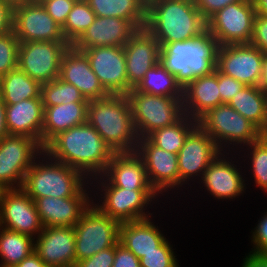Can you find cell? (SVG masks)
I'll use <instances>...</instances> for the list:
<instances>
[{
    "label": "cell",
    "mask_w": 267,
    "mask_h": 267,
    "mask_svg": "<svg viewBox=\"0 0 267 267\" xmlns=\"http://www.w3.org/2000/svg\"><path fill=\"white\" fill-rule=\"evenodd\" d=\"M40 93L41 84L31 79L19 67L0 77V96L6 104L37 98Z\"/></svg>",
    "instance_id": "cell-31"
},
{
    "label": "cell",
    "mask_w": 267,
    "mask_h": 267,
    "mask_svg": "<svg viewBox=\"0 0 267 267\" xmlns=\"http://www.w3.org/2000/svg\"><path fill=\"white\" fill-rule=\"evenodd\" d=\"M97 17H118L134 23L136 0H86Z\"/></svg>",
    "instance_id": "cell-37"
},
{
    "label": "cell",
    "mask_w": 267,
    "mask_h": 267,
    "mask_svg": "<svg viewBox=\"0 0 267 267\" xmlns=\"http://www.w3.org/2000/svg\"><path fill=\"white\" fill-rule=\"evenodd\" d=\"M13 31L19 42L66 41L61 26L36 2L14 8Z\"/></svg>",
    "instance_id": "cell-14"
},
{
    "label": "cell",
    "mask_w": 267,
    "mask_h": 267,
    "mask_svg": "<svg viewBox=\"0 0 267 267\" xmlns=\"http://www.w3.org/2000/svg\"><path fill=\"white\" fill-rule=\"evenodd\" d=\"M82 51L88 58L90 67L103 87L110 95L128 93V77L124 48L120 46H102Z\"/></svg>",
    "instance_id": "cell-13"
},
{
    "label": "cell",
    "mask_w": 267,
    "mask_h": 267,
    "mask_svg": "<svg viewBox=\"0 0 267 267\" xmlns=\"http://www.w3.org/2000/svg\"><path fill=\"white\" fill-rule=\"evenodd\" d=\"M220 104H222V100L218 87L217 69L211 74L196 77L183 88L184 114L187 115L188 113L192 121L198 120L207 111Z\"/></svg>",
    "instance_id": "cell-25"
},
{
    "label": "cell",
    "mask_w": 267,
    "mask_h": 267,
    "mask_svg": "<svg viewBox=\"0 0 267 267\" xmlns=\"http://www.w3.org/2000/svg\"><path fill=\"white\" fill-rule=\"evenodd\" d=\"M160 63L185 88L196 77L216 69L218 43L206 30L198 37L160 43Z\"/></svg>",
    "instance_id": "cell-2"
},
{
    "label": "cell",
    "mask_w": 267,
    "mask_h": 267,
    "mask_svg": "<svg viewBox=\"0 0 267 267\" xmlns=\"http://www.w3.org/2000/svg\"><path fill=\"white\" fill-rule=\"evenodd\" d=\"M137 148L136 152L144 162L148 181L155 192L180 185L177 154L156 147L147 138H139Z\"/></svg>",
    "instance_id": "cell-17"
},
{
    "label": "cell",
    "mask_w": 267,
    "mask_h": 267,
    "mask_svg": "<svg viewBox=\"0 0 267 267\" xmlns=\"http://www.w3.org/2000/svg\"><path fill=\"white\" fill-rule=\"evenodd\" d=\"M252 151V168L255 182L267 191V137L263 134L250 144Z\"/></svg>",
    "instance_id": "cell-39"
},
{
    "label": "cell",
    "mask_w": 267,
    "mask_h": 267,
    "mask_svg": "<svg viewBox=\"0 0 267 267\" xmlns=\"http://www.w3.org/2000/svg\"><path fill=\"white\" fill-rule=\"evenodd\" d=\"M191 119L184 114L177 122L153 131L146 138L156 147L178 154L188 134L197 126V120Z\"/></svg>",
    "instance_id": "cell-33"
},
{
    "label": "cell",
    "mask_w": 267,
    "mask_h": 267,
    "mask_svg": "<svg viewBox=\"0 0 267 267\" xmlns=\"http://www.w3.org/2000/svg\"><path fill=\"white\" fill-rule=\"evenodd\" d=\"M15 267H48V266L40 259V257L35 252H32L29 256L23 259Z\"/></svg>",
    "instance_id": "cell-51"
},
{
    "label": "cell",
    "mask_w": 267,
    "mask_h": 267,
    "mask_svg": "<svg viewBox=\"0 0 267 267\" xmlns=\"http://www.w3.org/2000/svg\"><path fill=\"white\" fill-rule=\"evenodd\" d=\"M253 234V242L256 245L253 253L267 254V214L260 221Z\"/></svg>",
    "instance_id": "cell-48"
},
{
    "label": "cell",
    "mask_w": 267,
    "mask_h": 267,
    "mask_svg": "<svg viewBox=\"0 0 267 267\" xmlns=\"http://www.w3.org/2000/svg\"><path fill=\"white\" fill-rule=\"evenodd\" d=\"M33 236L44 228L34 200L22 189H6L0 204V228Z\"/></svg>",
    "instance_id": "cell-15"
},
{
    "label": "cell",
    "mask_w": 267,
    "mask_h": 267,
    "mask_svg": "<svg viewBox=\"0 0 267 267\" xmlns=\"http://www.w3.org/2000/svg\"><path fill=\"white\" fill-rule=\"evenodd\" d=\"M76 1L77 0H46L41 4L54 21L62 27Z\"/></svg>",
    "instance_id": "cell-42"
},
{
    "label": "cell",
    "mask_w": 267,
    "mask_h": 267,
    "mask_svg": "<svg viewBox=\"0 0 267 267\" xmlns=\"http://www.w3.org/2000/svg\"><path fill=\"white\" fill-rule=\"evenodd\" d=\"M104 175L108 177L107 181L109 180L115 187L154 190L148 181L144 162L136 151L115 152Z\"/></svg>",
    "instance_id": "cell-24"
},
{
    "label": "cell",
    "mask_w": 267,
    "mask_h": 267,
    "mask_svg": "<svg viewBox=\"0 0 267 267\" xmlns=\"http://www.w3.org/2000/svg\"><path fill=\"white\" fill-rule=\"evenodd\" d=\"M43 1H46V0H34V2L39 3V4H41Z\"/></svg>",
    "instance_id": "cell-57"
},
{
    "label": "cell",
    "mask_w": 267,
    "mask_h": 267,
    "mask_svg": "<svg viewBox=\"0 0 267 267\" xmlns=\"http://www.w3.org/2000/svg\"><path fill=\"white\" fill-rule=\"evenodd\" d=\"M1 230L0 256L4 261L0 267H15L34 252V239L31 236L5 228Z\"/></svg>",
    "instance_id": "cell-34"
},
{
    "label": "cell",
    "mask_w": 267,
    "mask_h": 267,
    "mask_svg": "<svg viewBox=\"0 0 267 267\" xmlns=\"http://www.w3.org/2000/svg\"><path fill=\"white\" fill-rule=\"evenodd\" d=\"M138 138L177 122L183 115V99L149 95L134 88L126 94Z\"/></svg>",
    "instance_id": "cell-6"
},
{
    "label": "cell",
    "mask_w": 267,
    "mask_h": 267,
    "mask_svg": "<svg viewBox=\"0 0 267 267\" xmlns=\"http://www.w3.org/2000/svg\"><path fill=\"white\" fill-rule=\"evenodd\" d=\"M112 267H141L140 260L119 242L115 245V258Z\"/></svg>",
    "instance_id": "cell-46"
},
{
    "label": "cell",
    "mask_w": 267,
    "mask_h": 267,
    "mask_svg": "<svg viewBox=\"0 0 267 267\" xmlns=\"http://www.w3.org/2000/svg\"><path fill=\"white\" fill-rule=\"evenodd\" d=\"M105 188L104 202L97 206L102 212L120 223L148 217L143 208L151 198L156 197L155 190L124 189L115 187L110 182Z\"/></svg>",
    "instance_id": "cell-19"
},
{
    "label": "cell",
    "mask_w": 267,
    "mask_h": 267,
    "mask_svg": "<svg viewBox=\"0 0 267 267\" xmlns=\"http://www.w3.org/2000/svg\"><path fill=\"white\" fill-rule=\"evenodd\" d=\"M88 102L62 103L44 107L41 146L44 148L60 132L87 122Z\"/></svg>",
    "instance_id": "cell-27"
},
{
    "label": "cell",
    "mask_w": 267,
    "mask_h": 267,
    "mask_svg": "<svg viewBox=\"0 0 267 267\" xmlns=\"http://www.w3.org/2000/svg\"><path fill=\"white\" fill-rule=\"evenodd\" d=\"M165 0H136L134 26L147 30L156 20L157 11Z\"/></svg>",
    "instance_id": "cell-41"
},
{
    "label": "cell",
    "mask_w": 267,
    "mask_h": 267,
    "mask_svg": "<svg viewBox=\"0 0 267 267\" xmlns=\"http://www.w3.org/2000/svg\"><path fill=\"white\" fill-rule=\"evenodd\" d=\"M197 125L212 137L218 148L223 140L238 144L243 142L250 146L263 135L253 123L227 103L207 111L197 120Z\"/></svg>",
    "instance_id": "cell-9"
},
{
    "label": "cell",
    "mask_w": 267,
    "mask_h": 267,
    "mask_svg": "<svg viewBox=\"0 0 267 267\" xmlns=\"http://www.w3.org/2000/svg\"><path fill=\"white\" fill-rule=\"evenodd\" d=\"M123 48L129 92L160 62L161 45L148 30L138 29Z\"/></svg>",
    "instance_id": "cell-16"
},
{
    "label": "cell",
    "mask_w": 267,
    "mask_h": 267,
    "mask_svg": "<svg viewBox=\"0 0 267 267\" xmlns=\"http://www.w3.org/2000/svg\"><path fill=\"white\" fill-rule=\"evenodd\" d=\"M40 95L43 107L56 106L62 103L67 104L70 102H88L74 85L63 81L60 77L41 84Z\"/></svg>",
    "instance_id": "cell-36"
},
{
    "label": "cell",
    "mask_w": 267,
    "mask_h": 267,
    "mask_svg": "<svg viewBox=\"0 0 267 267\" xmlns=\"http://www.w3.org/2000/svg\"><path fill=\"white\" fill-rule=\"evenodd\" d=\"M40 164L33 162L21 187L33 200L47 196L73 197L84 188L83 174L79 170L56 160Z\"/></svg>",
    "instance_id": "cell-5"
},
{
    "label": "cell",
    "mask_w": 267,
    "mask_h": 267,
    "mask_svg": "<svg viewBox=\"0 0 267 267\" xmlns=\"http://www.w3.org/2000/svg\"><path fill=\"white\" fill-rule=\"evenodd\" d=\"M34 244V252L48 267L75 264L74 227H44Z\"/></svg>",
    "instance_id": "cell-20"
},
{
    "label": "cell",
    "mask_w": 267,
    "mask_h": 267,
    "mask_svg": "<svg viewBox=\"0 0 267 267\" xmlns=\"http://www.w3.org/2000/svg\"><path fill=\"white\" fill-rule=\"evenodd\" d=\"M60 78L74 85L88 101L109 95L92 71L87 56L72 45L62 55Z\"/></svg>",
    "instance_id": "cell-21"
},
{
    "label": "cell",
    "mask_w": 267,
    "mask_h": 267,
    "mask_svg": "<svg viewBox=\"0 0 267 267\" xmlns=\"http://www.w3.org/2000/svg\"><path fill=\"white\" fill-rule=\"evenodd\" d=\"M96 15L86 0H77L61 27L69 45H73L94 22Z\"/></svg>",
    "instance_id": "cell-35"
},
{
    "label": "cell",
    "mask_w": 267,
    "mask_h": 267,
    "mask_svg": "<svg viewBox=\"0 0 267 267\" xmlns=\"http://www.w3.org/2000/svg\"><path fill=\"white\" fill-rule=\"evenodd\" d=\"M115 258V245L103 249L92 257L83 259L75 264L77 267H112Z\"/></svg>",
    "instance_id": "cell-44"
},
{
    "label": "cell",
    "mask_w": 267,
    "mask_h": 267,
    "mask_svg": "<svg viewBox=\"0 0 267 267\" xmlns=\"http://www.w3.org/2000/svg\"><path fill=\"white\" fill-rule=\"evenodd\" d=\"M87 122L114 152L136 151L139 139L126 95L89 100Z\"/></svg>",
    "instance_id": "cell-3"
},
{
    "label": "cell",
    "mask_w": 267,
    "mask_h": 267,
    "mask_svg": "<svg viewBox=\"0 0 267 267\" xmlns=\"http://www.w3.org/2000/svg\"><path fill=\"white\" fill-rule=\"evenodd\" d=\"M218 87L220 90L222 104L227 103L235 96L245 85L232 77L226 76L218 71Z\"/></svg>",
    "instance_id": "cell-45"
},
{
    "label": "cell",
    "mask_w": 267,
    "mask_h": 267,
    "mask_svg": "<svg viewBox=\"0 0 267 267\" xmlns=\"http://www.w3.org/2000/svg\"><path fill=\"white\" fill-rule=\"evenodd\" d=\"M228 104L263 134L267 131V94L258 86L243 87Z\"/></svg>",
    "instance_id": "cell-30"
},
{
    "label": "cell",
    "mask_w": 267,
    "mask_h": 267,
    "mask_svg": "<svg viewBox=\"0 0 267 267\" xmlns=\"http://www.w3.org/2000/svg\"><path fill=\"white\" fill-rule=\"evenodd\" d=\"M19 43L14 31L0 35V77L18 67Z\"/></svg>",
    "instance_id": "cell-38"
},
{
    "label": "cell",
    "mask_w": 267,
    "mask_h": 267,
    "mask_svg": "<svg viewBox=\"0 0 267 267\" xmlns=\"http://www.w3.org/2000/svg\"><path fill=\"white\" fill-rule=\"evenodd\" d=\"M134 89L149 95L183 99L182 86L177 82L176 77L170 74L160 62L148 70Z\"/></svg>",
    "instance_id": "cell-32"
},
{
    "label": "cell",
    "mask_w": 267,
    "mask_h": 267,
    "mask_svg": "<svg viewBox=\"0 0 267 267\" xmlns=\"http://www.w3.org/2000/svg\"><path fill=\"white\" fill-rule=\"evenodd\" d=\"M258 87L264 92L267 93V53H265L263 58V67L261 72V77L258 83Z\"/></svg>",
    "instance_id": "cell-53"
},
{
    "label": "cell",
    "mask_w": 267,
    "mask_h": 267,
    "mask_svg": "<svg viewBox=\"0 0 267 267\" xmlns=\"http://www.w3.org/2000/svg\"><path fill=\"white\" fill-rule=\"evenodd\" d=\"M141 267H178L170 244L165 240L156 251L144 254L140 259Z\"/></svg>",
    "instance_id": "cell-40"
},
{
    "label": "cell",
    "mask_w": 267,
    "mask_h": 267,
    "mask_svg": "<svg viewBox=\"0 0 267 267\" xmlns=\"http://www.w3.org/2000/svg\"><path fill=\"white\" fill-rule=\"evenodd\" d=\"M43 150L83 174L104 173L115 153L88 122L60 132Z\"/></svg>",
    "instance_id": "cell-1"
},
{
    "label": "cell",
    "mask_w": 267,
    "mask_h": 267,
    "mask_svg": "<svg viewBox=\"0 0 267 267\" xmlns=\"http://www.w3.org/2000/svg\"><path fill=\"white\" fill-rule=\"evenodd\" d=\"M6 190L5 187H3L1 184H0V204H1V199H2V195H3V192Z\"/></svg>",
    "instance_id": "cell-56"
},
{
    "label": "cell",
    "mask_w": 267,
    "mask_h": 267,
    "mask_svg": "<svg viewBox=\"0 0 267 267\" xmlns=\"http://www.w3.org/2000/svg\"><path fill=\"white\" fill-rule=\"evenodd\" d=\"M150 219L122 222L119 226V243L137 258L156 251L166 239Z\"/></svg>",
    "instance_id": "cell-28"
},
{
    "label": "cell",
    "mask_w": 267,
    "mask_h": 267,
    "mask_svg": "<svg viewBox=\"0 0 267 267\" xmlns=\"http://www.w3.org/2000/svg\"><path fill=\"white\" fill-rule=\"evenodd\" d=\"M244 261L242 267H267V254L252 253Z\"/></svg>",
    "instance_id": "cell-50"
},
{
    "label": "cell",
    "mask_w": 267,
    "mask_h": 267,
    "mask_svg": "<svg viewBox=\"0 0 267 267\" xmlns=\"http://www.w3.org/2000/svg\"><path fill=\"white\" fill-rule=\"evenodd\" d=\"M43 149L31 137L8 134L2 138L0 140V184L6 189L21 188L26 172L36 159V154L39 152L42 154ZM13 183H17L18 186H13Z\"/></svg>",
    "instance_id": "cell-11"
},
{
    "label": "cell",
    "mask_w": 267,
    "mask_h": 267,
    "mask_svg": "<svg viewBox=\"0 0 267 267\" xmlns=\"http://www.w3.org/2000/svg\"><path fill=\"white\" fill-rule=\"evenodd\" d=\"M220 152L212 137L197 125L188 134L177 154L180 184L202 170L203 175L216 156L222 154Z\"/></svg>",
    "instance_id": "cell-18"
},
{
    "label": "cell",
    "mask_w": 267,
    "mask_h": 267,
    "mask_svg": "<svg viewBox=\"0 0 267 267\" xmlns=\"http://www.w3.org/2000/svg\"><path fill=\"white\" fill-rule=\"evenodd\" d=\"M14 9L0 0V35L13 31Z\"/></svg>",
    "instance_id": "cell-49"
},
{
    "label": "cell",
    "mask_w": 267,
    "mask_h": 267,
    "mask_svg": "<svg viewBox=\"0 0 267 267\" xmlns=\"http://www.w3.org/2000/svg\"><path fill=\"white\" fill-rule=\"evenodd\" d=\"M88 195L82 189L76 196L65 198L42 197L34 200L44 227H74L83 211L90 205Z\"/></svg>",
    "instance_id": "cell-23"
},
{
    "label": "cell",
    "mask_w": 267,
    "mask_h": 267,
    "mask_svg": "<svg viewBox=\"0 0 267 267\" xmlns=\"http://www.w3.org/2000/svg\"><path fill=\"white\" fill-rule=\"evenodd\" d=\"M256 10L252 0L229 4L215 12L207 21V30L219 46L250 44Z\"/></svg>",
    "instance_id": "cell-8"
},
{
    "label": "cell",
    "mask_w": 267,
    "mask_h": 267,
    "mask_svg": "<svg viewBox=\"0 0 267 267\" xmlns=\"http://www.w3.org/2000/svg\"><path fill=\"white\" fill-rule=\"evenodd\" d=\"M43 115L41 95L16 104H6V126L9 134L31 137L41 145Z\"/></svg>",
    "instance_id": "cell-26"
},
{
    "label": "cell",
    "mask_w": 267,
    "mask_h": 267,
    "mask_svg": "<svg viewBox=\"0 0 267 267\" xmlns=\"http://www.w3.org/2000/svg\"><path fill=\"white\" fill-rule=\"evenodd\" d=\"M67 41L20 42L18 67L40 84L60 77L61 58L69 48Z\"/></svg>",
    "instance_id": "cell-10"
},
{
    "label": "cell",
    "mask_w": 267,
    "mask_h": 267,
    "mask_svg": "<svg viewBox=\"0 0 267 267\" xmlns=\"http://www.w3.org/2000/svg\"><path fill=\"white\" fill-rule=\"evenodd\" d=\"M256 14L267 16V0H252Z\"/></svg>",
    "instance_id": "cell-54"
},
{
    "label": "cell",
    "mask_w": 267,
    "mask_h": 267,
    "mask_svg": "<svg viewBox=\"0 0 267 267\" xmlns=\"http://www.w3.org/2000/svg\"><path fill=\"white\" fill-rule=\"evenodd\" d=\"M250 44L267 53V16L256 14Z\"/></svg>",
    "instance_id": "cell-43"
},
{
    "label": "cell",
    "mask_w": 267,
    "mask_h": 267,
    "mask_svg": "<svg viewBox=\"0 0 267 267\" xmlns=\"http://www.w3.org/2000/svg\"><path fill=\"white\" fill-rule=\"evenodd\" d=\"M9 134L6 126V103L0 96V140Z\"/></svg>",
    "instance_id": "cell-52"
},
{
    "label": "cell",
    "mask_w": 267,
    "mask_h": 267,
    "mask_svg": "<svg viewBox=\"0 0 267 267\" xmlns=\"http://www.w3.org/2000/svg\"><path fill=\"white\" fill-rule=\"evenodd\" d=\"M159 43L184 41L207 30V21L195 3L187 0H165L156 20L147 29Z\"/></svg>",
    "instance_id": "cell-4"
},
{
    "label": "cell",
    "mask_w": 267,
    "mask_h": 267,
    "mask_svg": "<svg viewBox=\"0 0 267 267\" xmlns=\"http://www.w3.org/2000/svg\"><path fill=\"white\" fill-rule=\"evenodd\" d=\"M238 1L242 0H196L195 5L202 16L207 20L215 12Z\"/></svg>",
    "instance_id": "cell-47"
},
{
    "label": "cell",
    "mask_w": 267,
    "mask_h": 267,
    "mask_svg": "<svg viewBox=\"0 0 267 267\" xmlns=\"http://www.w3.org/2000/svg\"><path fill=\"white\" fill-rule=\"evenodd\" d=\"M187 1H190V2H193V3H195V1H196V0H187Z\"/></svg>",
    "instance_id": "cell-59"
},
{
    "label": "cell",
    "mask_w": 267,
    "mask_h": 267,
    "mask_svg": "<svg viewBox=\"0 0 267 267\" xmlns=\"http://www.w3.org/2000/svg\"><path fill=\"white\" fill-rule=\"evenodd\" d=\"M2 2L8 4L9 6H11L13 9L21 6L25 3H32L34 2V0H1Z\"/></svg>",
    "instance_id": "cell-55"
},
{
    "label": "cell",
    "mask_w": 267,
    "mask_h": 267,
    "mask_svg": "<svg viewBox=\"0 0 267 267\" xmlns=\"http://www.w3.org/2000/svg\"><path fill=\"white\" fill-rule=\"evenodd\" d=\"M265 53L251 44H228L217 50L216 69L245 86H258Z\"/></svg>",
    "instance_id": "cell-12"
},
{
    "label": "cell",
    "mask_w": 267,
    "mask_h": 267,
    "mask_svg": "<svg viewBox=\"0 0 267 267\" xmlns=\"http://www.w3.org/2000/svg\"><path fill=\"white\" fill-rule=\"evenodd\" d=\"M137 30L131 20L96 16L94 22L72 46L75 49L102 46L124 47Z\"/></svg>",
    "instance_id": "cell-22"
},
{
    "label": "cell",
    "mask_w": 267,
    "mask_h": 267,
    "mask_svg": "<svg viewBox=\"0 0 267 267\" xmlns=\"http://www.w3.org/2000/svg\"><path fill=\"white\" fill-rule=\"evenodd\" d=\"M218 157L217 155L204 171L203 183L218 199L236 197L244 191V181L231 162Z\"/></svg>",
    "instance_id": "cell-29"
},
{
    "label": "cell",
    "mask_w": 267,
    "mask_h": 267,
    "mask_svg": "<svg viewBox=\"0 0 267 267\" xmlns=\"http://www.w3.org/2000/svg\"><path fill=\"white\" fill-rule=\"evenodd\" d=\"M119 226V221L102 212L96 204L88 206L74 225L75 263L116 245Z\"/></svg>",
    "instance_id": "cell-7"
},
{
    "label": "cell",
    "mask_w": 267,
    "mask_h": 267,
    "mask_svg": "<svg viewBox=\"0 0 267 267\" xmlns=\"http://www.w3.org/2000/svg\"><path fill=\"white\" fill-rule=\"evenodd\" d=\"M65 267H77V265L74 264V265H69V266H65Z\"/></svg>",
    "instance_id": "cell-58"
}]
</instances>
